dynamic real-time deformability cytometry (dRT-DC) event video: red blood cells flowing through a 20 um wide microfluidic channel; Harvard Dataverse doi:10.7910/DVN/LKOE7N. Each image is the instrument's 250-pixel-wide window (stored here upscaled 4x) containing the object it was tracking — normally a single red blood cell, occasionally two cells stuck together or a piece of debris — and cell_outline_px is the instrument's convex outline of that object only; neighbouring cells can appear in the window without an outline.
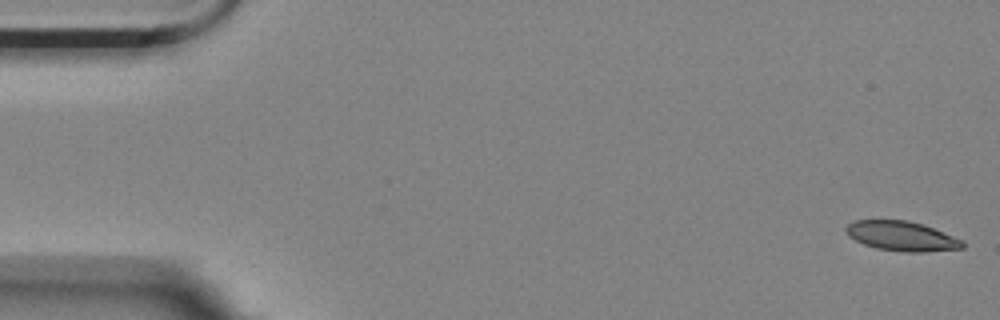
{"species": "Egyptian fruit bat (a non-hibernating species)", "species_latin": "Rousettus aegyptiacus", "temperature_condition": "room temperature", "stored_images_in_passage": 3, "camera_frame_rate_fps": 3000, "um_per_image_px": 0.085, "animal": {"sex": "female"}, "frame": {"image": 1, "passage_image": 1, "time_ms": 0.0, "image_size_px": [1000, 320], "cell_outline_px": [[964, 248], [924, 252], [904, 252], [876, 248], [864, 244], [848, 236], [844, 228], [852, 220], [908, 220], [932, 228], [964, 240]], "centroid_in_image_um": [76.63, 20.07], "position_along_channel_um": 8.4, "area_um2": 20.11}}